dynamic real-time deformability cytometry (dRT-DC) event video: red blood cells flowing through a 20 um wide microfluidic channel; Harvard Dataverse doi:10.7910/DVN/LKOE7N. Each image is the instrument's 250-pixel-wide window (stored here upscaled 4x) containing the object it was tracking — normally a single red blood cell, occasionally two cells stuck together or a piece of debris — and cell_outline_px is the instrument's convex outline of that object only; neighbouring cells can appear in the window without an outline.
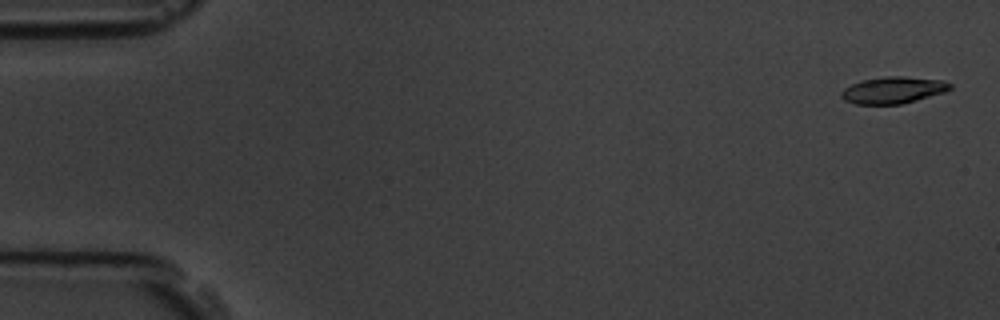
{"species": "common noctule bat (a hibernating species)", "species_latin": "Nyctalus noctula", "temperature_condition": "room temperature", "stored_images_in_passage": 5, "camera_frame_rate_fps": 3000, "um_per_image_px": 0.085, "animal": {"sex": "male", "body_mass_g": 19.5, "forearm_length_mm": 54.6}, "frame": {"image": 1, "passage_image": 1, "time_ms": 0.0, "image_size_px": [1000, 320], "cell_outline_px": [[952, 88], [944, 92], [916, 100], [900, 104], [856, 104], [844, 100], [840, 96], [840, 92], [844, 88], [852, 84], [864, 80], [884, 76], [904, 76], [944, 80], [952, 84]], "centroid_in_image_um": [75.92, 7.65], "position_along_channel_um": 9.1, "area_um2": 16.94}}
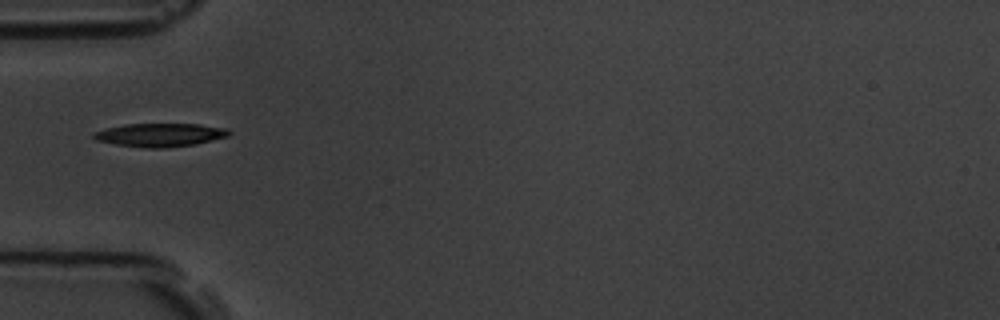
{"frame": {"image": 2, "passage_image": 5, "time_ms": 5.333, "image_size_px": [1000, 320], "cell_outline_px": [[232, 132], [228, 136], [196, 144], [164, 148], [148, 148], [116, 144], [96, 140], [92, 136], [92, 132], [124, 124], [200, 124], [228, 128]], "centroid_in_image_um": [13.63, 11.46], "position_along_channel_um": 71.4, "area_um2": 18.44}}